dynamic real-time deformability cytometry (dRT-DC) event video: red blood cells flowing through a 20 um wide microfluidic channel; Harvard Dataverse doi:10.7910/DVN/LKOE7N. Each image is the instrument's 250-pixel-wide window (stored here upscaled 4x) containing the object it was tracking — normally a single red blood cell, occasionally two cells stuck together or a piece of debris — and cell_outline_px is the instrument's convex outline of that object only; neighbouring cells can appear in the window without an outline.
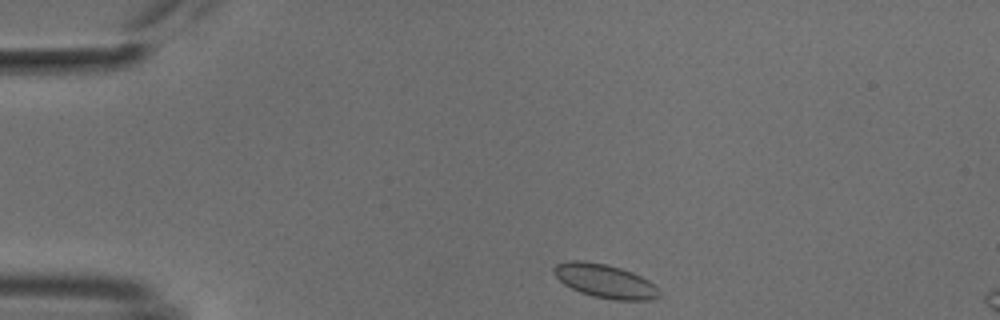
{"species": "common noctule bat (a hibernating species)", "species_latin": "Nyctalus noctula", "temperature_condition": "cold", "stored_images_in_passage": 44, "camera_frame_rate_fps": 3000, "um_per_image_px": 0.085, "animal": {"sex": "male", "body_mass_g": 18.8}, "frame": {"image": 1, "passage_image": 1, "time_ms": 0.0, "image_size_px": [1000, 320], "cell_outline_px": [[660, 296], [652, 300], [616, 300], [592, 296], [580, 292], [564, 284], [552, 272], [552, 268], [556, 264], [568, 260], [584, 260], [604, 264], [620, 268], [632, 272], [656, 284], [660, 292]], "centroid_in_image_um": [51.43, 23.89], "position_along_channel_um": 33.6, "area_um2": 20.81}}
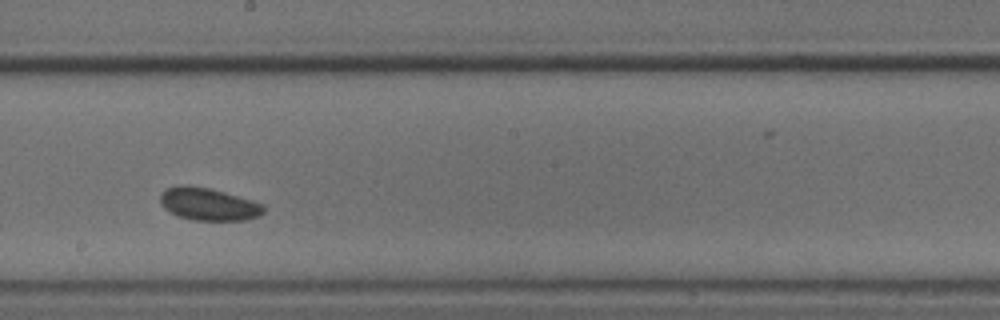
{"frame": {"image": 2, "passage_image": 21, "time_ms": 6.667, "image_size_px": [1000, 320], "cell_outline_px": [[264, 212], [256, 216], [244, 220], [192, 220], [180, 216], [164, 208], [160, 204], [160, 192], [168, 188], [180, 184], [188, 184], [208, 188], [224, 192], [252, 200], [264, 204]], "centroid_in_image_um": [17.69, 17.33], "position_along_channel_um": 230.5, "area_um2": 19.54}}
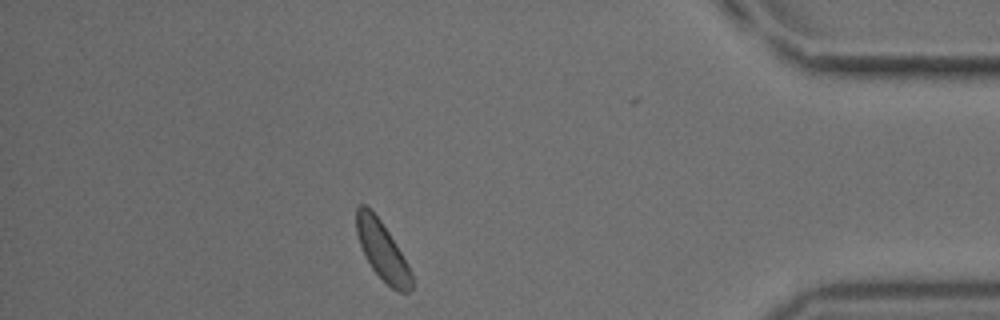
{"frame": {"image": 3, "passage_image": 38, "time_ms": 12.333, "image_size_px": [1000, 320], "cell_outline_px": [[412, 288], [408, 292], [396, 292], [372, 268], [360, 244], [356, 232], [356, 208], [360, 204], [364, 204], [380, 220], [396, 244], [408, 264], [412, 272]], "centroid_in_image_um": [32.51, 21.32], "position_along_channel_um": 402.7, "area_um2": 18.38}, "authors_computed_cell_mechanics": {"area_um2": 18.8428, "velocity_mm_per_s": 3.7149, "shape_relaxation_time_tau1_ms": null, "shape_relaxation_time_tau2_ms": 4.6544, "deformation_change_tau1": null, "deformation_change_tau2": 0.0599}}